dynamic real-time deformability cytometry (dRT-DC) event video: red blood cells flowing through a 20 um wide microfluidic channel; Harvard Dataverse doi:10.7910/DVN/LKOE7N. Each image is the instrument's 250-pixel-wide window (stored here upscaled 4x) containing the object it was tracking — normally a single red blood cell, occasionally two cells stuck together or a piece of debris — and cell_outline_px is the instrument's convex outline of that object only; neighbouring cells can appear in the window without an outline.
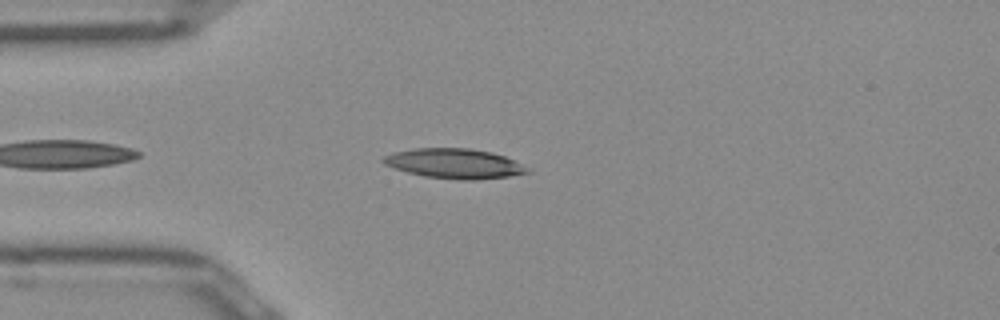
{"species": "Egyptian fruit bat (a non-hibernating species)", "species_latin": "Rousettus aegyptiacus", "temperature_condition": "room temperature", "stored_images_in_passage": 39, "camera_frame_rate_fps": 3000, "um_per_image_px": 0.085, "frame": {"image": 1, "passage_image": 4, "time_ms": 1.0, "image_size_px": [1000, 320], "cell_outline_px": [[532, 172], [508, 176], [476, 180], [460, 180], [424, 176], [408, 172], [384, 164], [380, 160], [384, 156], [392, 152], [416, 148], [468, 148], [492, 152], [504, 156], [532, 168]], "centroid_in_image_um": [38.66, 13.9], "position_along_channel_um": 46.3, "area_um2": 25.14}}
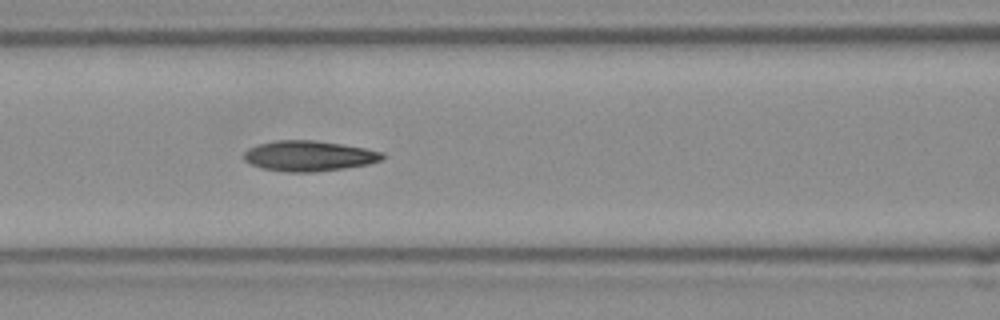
{"frame": {"image": 2, "passage_image": 12, "time_ms": 3.667, "image_size_px": [1000, 320], "cell_outline_px": [[384, 156], [380, 160], [368, 164], [344, 168], [316, 172], [288, 172], [264, 168], [252, 164], [244, 160], [244, 152], [248, 148], [260, 144], [276, 140], [312, 140], [340, 144], [364, 148], [384, 152]], "centroid_in_image_um": [26.26, 13.25], "position_along_channel_um": 140.3, "area_um2": 24.28}}
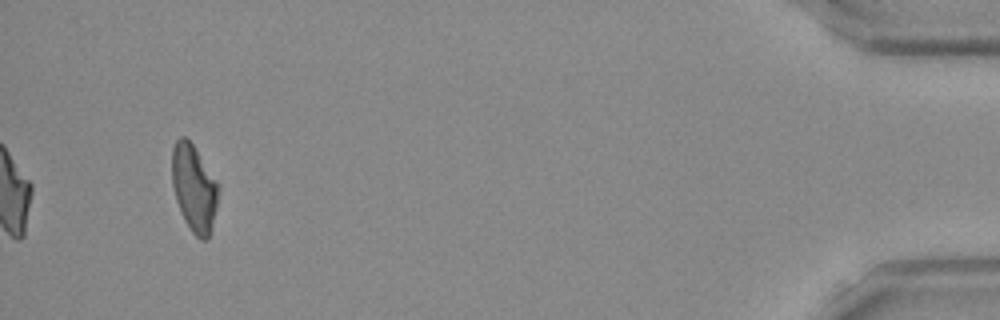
{"frame": {"image": 3, "passage_image": 39, "time_ms": 12.667, "image_size_px": [1000, 320], "cell_outline_px": [[220, 188], [216, 208], [208, 240], [200, 240], [192, 232], [184, 220], [180, 212], [176, 200], [172, 184], [172, 148], [176, 140], [180, 136], [184, 136], [192, 144], [220, 184]], "centroid_in_image_um": [16.5, 15.99], "position_along_channel_um": 418.7, "area_um2": 23.64}, "authors_computed_cell_mechanics": {"area_um2": 23.987, "velocity_mm_per_s": 3.9831, "shape_relaxation_time_tau1_ms": 9.6589, "shape_relaxation_time_tau2_ms": 4.0908, "deformation_change_tau1": 0.2445, "deformation_change_tau2": 0.1337}}